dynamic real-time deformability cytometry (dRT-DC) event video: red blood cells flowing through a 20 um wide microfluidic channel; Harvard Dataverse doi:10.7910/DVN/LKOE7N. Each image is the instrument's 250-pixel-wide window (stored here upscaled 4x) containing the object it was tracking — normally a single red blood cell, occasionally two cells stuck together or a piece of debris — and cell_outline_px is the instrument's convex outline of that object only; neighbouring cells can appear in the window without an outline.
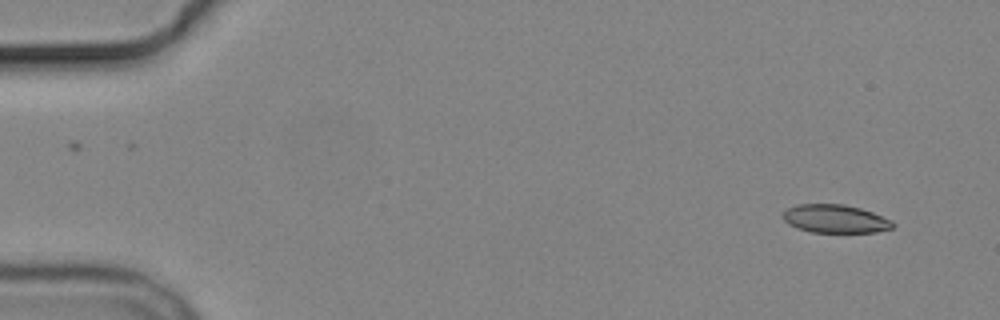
{"species": "common noctule bat (a hibernating species)", "species_latin": "Nyctalus noctula", "temperature_condition": "cold", "stored_images_in_passage": 3, "camera_frame_rate_fps": 3000, "um_per_image_px": 0.085, "animal": {"sex": "male", "body_mass_g": 19.2, "forearm_length_mm": 51.8}, "frame": {"image": 1, "passage_image": 3, "time_ms": 2.333, "image_size_px": [1000, 320], "cell_outline_px": [[896, 224], [892, 228], [876, 232], [812, 232], [796, 228], [788, 224], [780, 216], [788, 208], [796, 204], [844, 204], [860, 208], [872, 212], [892, 220]], "centroid_in_image_um": [70.98, 18.59], "position_along_channel_um": 14.0, "area_um2": 18.21}}